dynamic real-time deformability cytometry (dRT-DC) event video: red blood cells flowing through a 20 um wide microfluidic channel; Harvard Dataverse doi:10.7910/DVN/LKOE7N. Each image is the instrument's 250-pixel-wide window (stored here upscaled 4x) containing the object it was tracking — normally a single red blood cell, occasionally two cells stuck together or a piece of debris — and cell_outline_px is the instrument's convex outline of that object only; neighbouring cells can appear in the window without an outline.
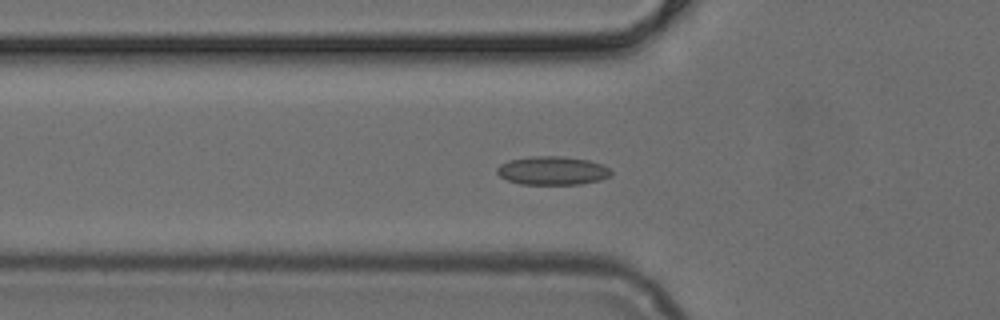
{"species": "common noctule bat (a hibernating species)", "species_latin": "Nyctalus noctula", "temperature_condition": "cold", "stored_images_in_passage": 44, "camera_frame_rate_fps": 3000, "um_per_image_px": 0.085, "animal": {"sex": "female", "body_mass_g": 24.6, "forearm_length_mm": 56.2}, "frame": {"image": 1, "passage_image": 15, "time_ms": 4.667, "image_size_px": [1000, 320], "cell_outline_px": [[612, 176], [600, 180], [580, 184], [520, 184], [508, 180], [500, 176], [496, 172], [496, 168], [500, 164], [508, 160], [528, 156], [560, 156], [588, 160], [604, 164], [612, 172]], "centroid_in_image_um": [46.96, 14.5], "position_along_channel_um": 78.8, "area_um2": 19.13}}
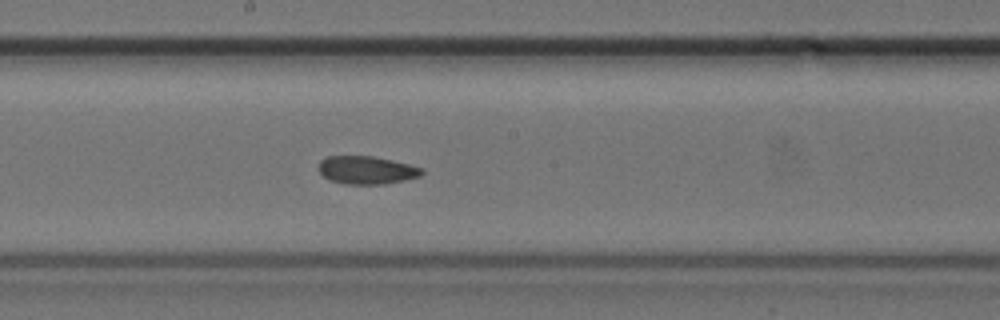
{"frame": {"image": 2, "passage_image": 25, "time_ms": 8.0, "image_size_px": [1000, 320], "cell_outline_px": [[424, 172], [420, 176], [404, 180], [384, 184], [344, 184], [328, 180], [320, 172], [320, 160], [328, 156], [372, 156], [392, 160], [424, 168]], "centroid_in_image_um": [31.17, 14.46], "position_along_channel_um": 217.0, "area_um2": 16.82}}
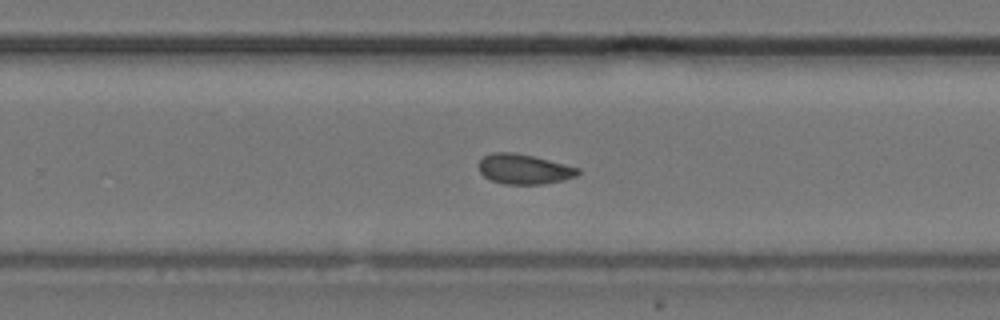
{"frame": {"image": 3, "passage_image": 30, "time_ms": 9.667, "image_size_px": [1000, 320], "cell_outline_px": [[580, 172], [576, 176], [564, 180], [544, 184], [504, 184], [492, 180], [484, 176], [480, 172], [476, 164], [484, 156], [492, 152], [516, 152], [580, 168]], "centroid_in_image_um": [44.51, 14.37], "position_along_channel_um": 285.3, "area_um2": 17.4}}